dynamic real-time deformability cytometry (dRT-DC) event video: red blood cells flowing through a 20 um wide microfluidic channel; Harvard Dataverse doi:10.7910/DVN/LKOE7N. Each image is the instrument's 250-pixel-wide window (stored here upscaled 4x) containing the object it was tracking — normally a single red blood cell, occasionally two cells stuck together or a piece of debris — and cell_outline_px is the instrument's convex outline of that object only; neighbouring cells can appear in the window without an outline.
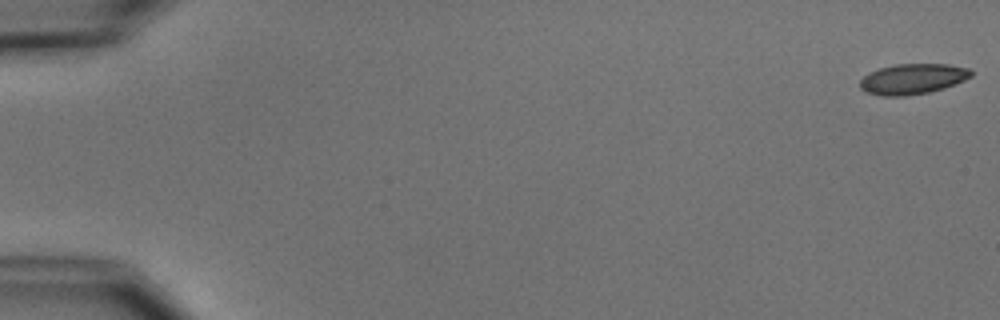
{"species": "common noctule bat (a hibernating species)", "species_latin": "Nyctalus noctula", "temperature_condition": "cold", "stored_images_in_passage": 54, "camera_frame_rate_fps": 3000, "um_per_image_px": 0.085, "animal": {"sex": "male", "body_mass_g": 15.6}, "frame": {"image": 1, "passage_image": 1, "time_ms": 0.0, "image_size_px": [1000, 320], "cell_outline_px": [[972, 76], [964, 80], [944, 88], [928, 92], [904, 96], [880, 96], [868, 92], [860, 88], [860, 80], [868, 72], [880, 68], [896, 64], [948, 64], [968, 68], [972, 72]], "centroid_in_image_um": [77.56, 6.71], "position_along_channel_um": 7.4, "area_um2": 19.65}}
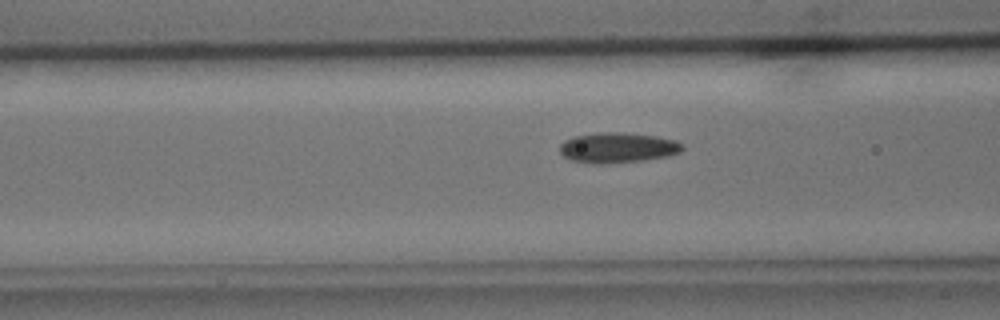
{"frame": {"image": 2, "passage_image": 22, "time_ms": 7.0, "image_size_px": [1000, 320], "cell_outline_px": [[684, 148], [680, 152], [668, 156], [644, 160], [604, 164], [592, 164], [568, 160], [560, 152], [560, 144], [564, 140], [572, 136], [600, 132], [620, 132], [656, 136], [676, 140], [684, 144]], "centroid_in_image_um": [52.48, 12.55], "position_along_channel_um": 114.1, "area_um2": 21.96}}
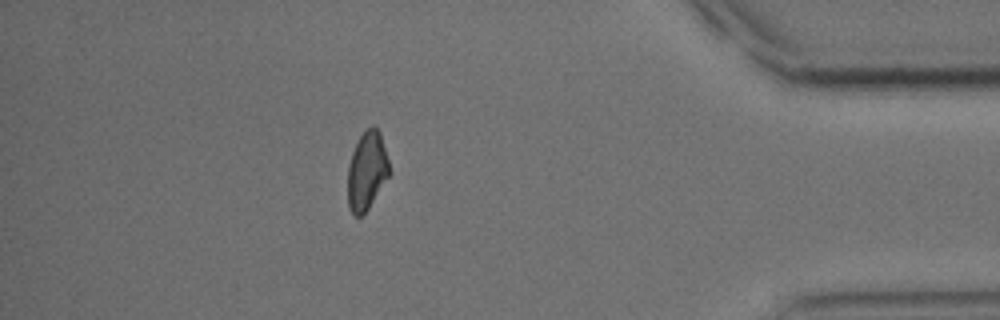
{"frame": {"image": 3, "passage_image": 48, "time_ms": 15.667, "image_size_px": [1000, 320], "cell_outline_px": [[392, 172], [368, 208], [360, 216], [352, 216], [348, 208], [348, 164], [352, 152], [360, 136], [372, 124], [380, 132]], "centroid_in_image_um": [31.19, 14.53], "position_along_channel_um": 404.0, "area_um2": 19.07}, "authors_computed_cell_mechanics": {"area_um2": 20.0855, "velocity_mm_per_s": 3.769, "shape_relaxation_time_tau1_ms": 8.509, "shape_relaxation_time_tau2_ms": 4.4375, "deformation_change_tau1": 0.1565, "deformation_change_tau2": 0.0857}}